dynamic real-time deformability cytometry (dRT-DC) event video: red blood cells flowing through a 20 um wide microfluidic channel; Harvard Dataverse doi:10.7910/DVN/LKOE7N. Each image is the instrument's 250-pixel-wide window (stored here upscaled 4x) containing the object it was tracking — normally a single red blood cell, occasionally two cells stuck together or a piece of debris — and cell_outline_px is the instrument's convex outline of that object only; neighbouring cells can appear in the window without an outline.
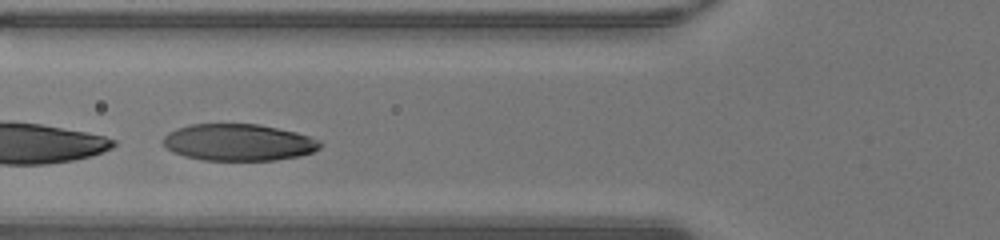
{"species": "human", "species_latin": "Homo sapiens", "temperature_condition": "warm", "stored_images_in_passage": 15, "segment_of_instrument_passage": [2, 2], "camera_frame_rate_fps": 3000, "um_per_image_px": 0.085, "donor": {"sex": "male"}, "frame": {"image": 1, "passage_image": 10, "time_ms": 3.0, "image_size_px": [1000, 240], "cell_outline_px": [[324, 144], [320, 148], [312, 152], [300, 156], [276, 160], [204, 160], [184, 156], [172, 152], [164, 144], [164, 136], [168, 132], [176, 128], [188, 124], [256, 124], [296, 132], [320, 140]], "centroid_in_image_um": [20.28, 12.1], "position_along_channel_um": 105.5, "area_um2": 33.7}}
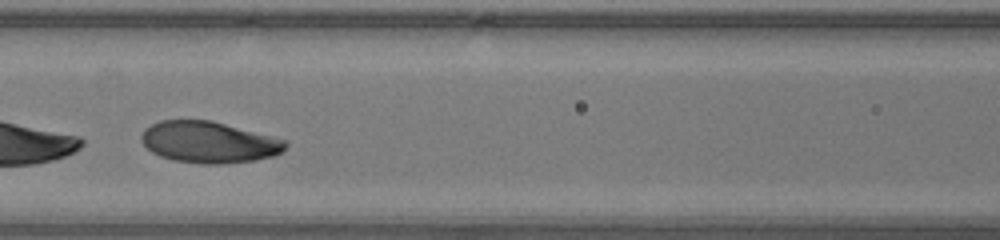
{"frame": {"image": 2, "passage_image": 13, "time_ms": 4.0, "image_size_px": [1000, 240], "cell_outline_px": [[288, 144], [280, 152], [272, 156], [256, 160], [220, 164], [200, 164], [172, 160], [160, 156], [152, 152], [140, 140], [140, 136], [144, 128], [160, 120], [212, 120], [288, 140]], "centroid_in_image_um": [17.74, 12.08], "position_along_channel_um": 148.9, "area_um2": 34.97}}